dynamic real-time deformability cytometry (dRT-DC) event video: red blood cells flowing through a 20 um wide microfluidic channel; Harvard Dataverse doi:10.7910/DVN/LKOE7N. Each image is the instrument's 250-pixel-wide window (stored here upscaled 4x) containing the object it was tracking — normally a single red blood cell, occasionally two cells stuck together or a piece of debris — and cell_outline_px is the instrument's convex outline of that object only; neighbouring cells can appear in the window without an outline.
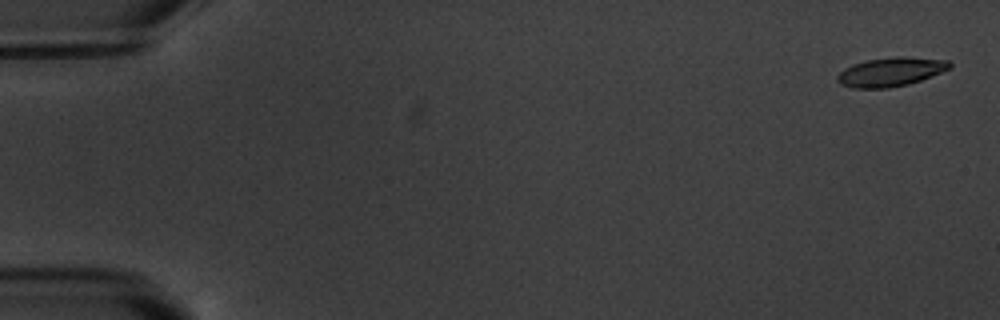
{"species": "common noctule bat (a hibernating species)", "species_latin": "Nyctalus noctula", "temperature_condition": "warm", "stored_images_in_passage": 4, "camera_frame_rate_fps": 3000, "um_per_image_px": 0.085, "animal": {"sex": "male", "body_mass_g": 20.1, "forearm_length_mm": 53.5}, "frame": {"image": 1, "passage_image": 1, "time_ms": 0.0, "image_size_px": [1000, 320], "cell_outline_px": [[952, 68], [920, 80], [908, 84], [888, 88], [852, 88], [840, 84], [836, 80], [836, 76], [844, 68], [852, 64], [864, 60], [900, 56], [904, 56], [948, 60], [952, 64]], "centroid_in_image_um": [75.69, 6.1], "position_along_channel_um": 9.3, "area_um2": 19.07}}